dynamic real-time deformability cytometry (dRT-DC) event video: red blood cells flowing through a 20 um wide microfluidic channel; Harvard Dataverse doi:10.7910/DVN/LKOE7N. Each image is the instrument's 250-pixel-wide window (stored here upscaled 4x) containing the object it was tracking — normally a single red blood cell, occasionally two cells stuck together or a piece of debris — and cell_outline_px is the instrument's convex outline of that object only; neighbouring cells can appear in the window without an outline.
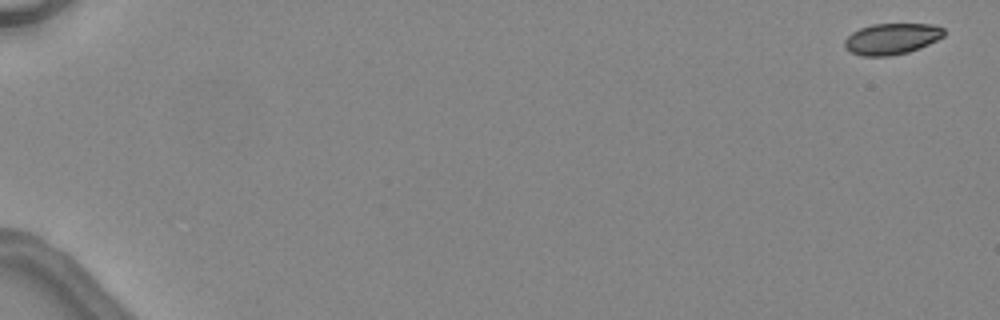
{"species": "common noctule bat (a hibernating species)", "species_latin": "Nyctalus noctula", "temperature_condition": "warm", "stored_images_in_passage": 6, "camera_frame_rate_fps": 3000, "um_per_image_px": 0.085, "animal": {"sex": "female", "body_mass_g": 24.6, "forearm_length_mm": 56.2}, "frame": {"image": 1, "passage_image": 1, "time_ms": 0.0, "image_size_px": [1000, 320], "cell_outline_px": [[944, 36], [920, 48], [908, 52], [888, 56], [860, 56], [848, 52], [844, 48], [844, 40], [852, 32], [860, 28], [872, 24], [932, 24], [944, 28]], "centroid_in_image_um": [75.75, 3.31], "position_along_channel_um": 9.2, "area_um2": 18.15}}
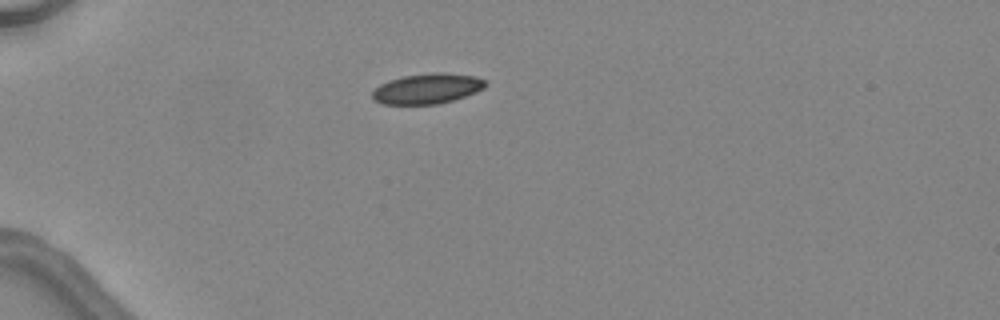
{"frame": {"image": 2, "passage_image": 5, "time_ms": 4.667, "image_size_px": [1000, 320], "cell_outline_px": [[488, 84], [484, 88], [476, 92], [440, 104], [380, 104], [372, 96], [372, 92], [380, 84], [388, 80], [404, 76], [432, 72], [444, 72], [476, 76], [484, 80]], "centroid_in_image_um": [36.33, 7.52], "position_along_channel_um": 48.7, "area_um2": 20.0}}